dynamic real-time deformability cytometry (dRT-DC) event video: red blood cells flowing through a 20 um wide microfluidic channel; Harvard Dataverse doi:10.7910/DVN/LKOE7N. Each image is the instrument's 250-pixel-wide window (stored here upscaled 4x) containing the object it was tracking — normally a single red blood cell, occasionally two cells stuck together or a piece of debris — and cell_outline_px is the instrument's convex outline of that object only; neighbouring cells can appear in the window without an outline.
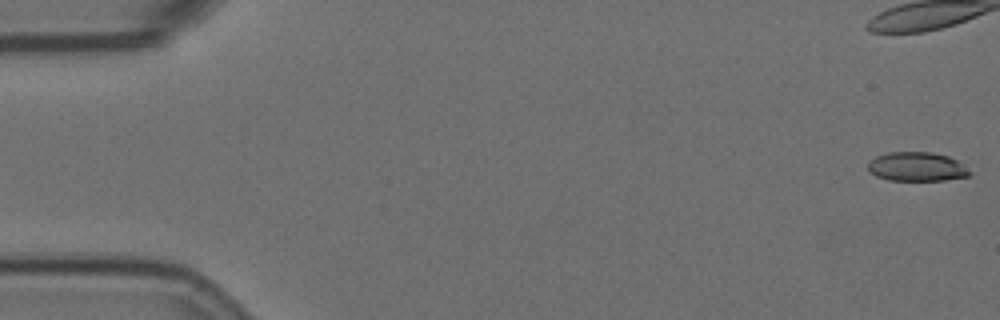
{"species": "Egyptian fruit bat (a non-hibernating species)", "species_latin": "Rousettus aegyptiacus", "temperature_condition": "room temperature", "stored_images_in_passage": 15, "camera_frame_rate_fps": 3000, "um_per_image_px": 0.085, "animal": {"sex": "female"}, "frame": {"image": 1, "passage_image": 1, "time_ms": 0.0, "image_size_px": [1000, 320], "cell_outline_px": [[972, 172], [968, 176], [944, 180], [888, 180], [876, 176], [868, 172], [868, 160], [876, 156], [888, 152], [932, 152], [948, 156], [956, 160]], "centroid_in_image_um": [77.88, 14.16], "position_along_channel_um": 7.1, "area_um2": 17.28}}
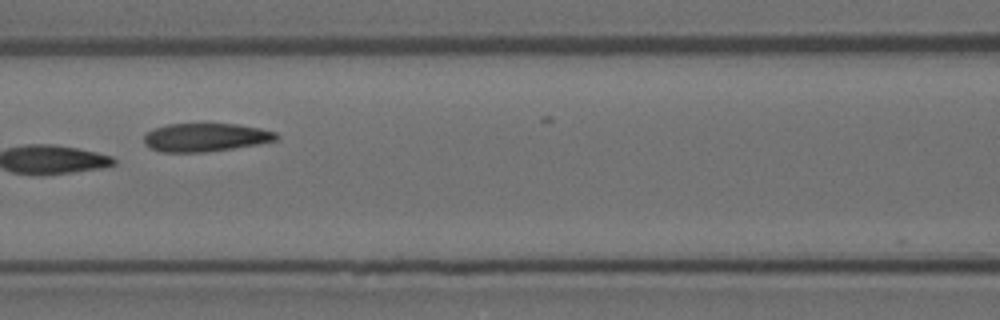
{"frame": {"image": 2, "passage_image": 7, "time_ms": 2.0, "image_size_px": [1000, 320], "cell_outline_px": [[280, 140], [232, 148], [204, 152], [160, 152], [148, 148], [144, 144], [144, 136], [152, 128], [168, 124], [236, 124], [260, 128], [276, 132], [280, 136]], "centroid_in_image_um": [17.46, 11.68], "position_along_channel_um": 149.1, "area_um2": 21.96}}